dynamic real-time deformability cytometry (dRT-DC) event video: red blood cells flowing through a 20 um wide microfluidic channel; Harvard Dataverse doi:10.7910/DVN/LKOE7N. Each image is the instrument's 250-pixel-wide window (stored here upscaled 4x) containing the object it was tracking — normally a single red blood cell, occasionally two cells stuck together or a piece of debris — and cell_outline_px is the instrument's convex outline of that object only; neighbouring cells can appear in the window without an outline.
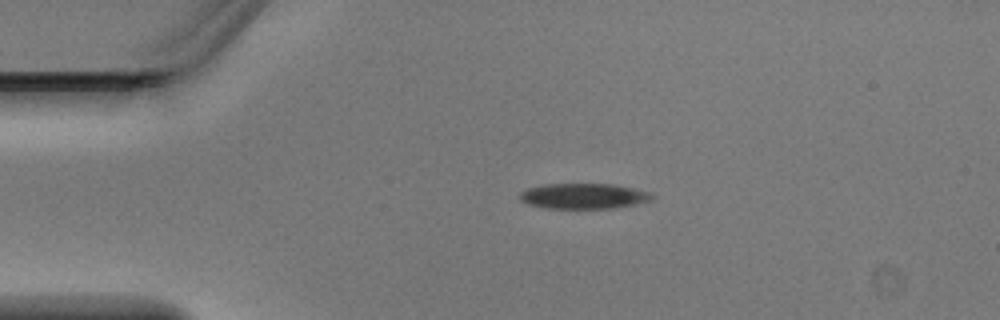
{"species": "Egyptian fruit bat (a non-hibernating species)", "species_latin": "Rousettus aegyptiacus", "temperature_condition": "warm", "stored_images_in_passage": 3, "camera_frame_rate_fps": 3000, "um_per_image_px": 0.085, "animal": {"sex": "male"}, "frame": {"image": 1, "passage_image": 2, "time_ms": 0.333, "image_size_px": [1000, 320], "cell_outline_px": [[656, 196], [652, 200], [636, 204], [616, 208], [544, 208], [528, 204], [520, 200], [520, 192], [528, 188], [544, 184], [612, 184], [652, 192]], "centroid_in_image_um": [49.64, 16.67], "position_along_channel_um": 35.4, "area_um2": 19.71}}